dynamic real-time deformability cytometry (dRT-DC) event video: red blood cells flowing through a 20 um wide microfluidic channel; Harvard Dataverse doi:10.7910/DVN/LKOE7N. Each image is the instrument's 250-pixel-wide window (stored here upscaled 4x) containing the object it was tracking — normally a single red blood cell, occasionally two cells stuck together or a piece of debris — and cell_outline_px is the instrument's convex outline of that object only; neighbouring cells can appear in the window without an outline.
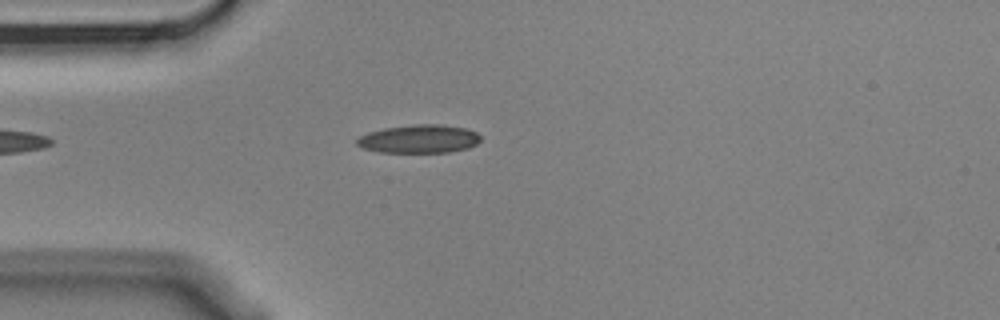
{"species": "Egyptian fruit bat (a non-hibernating species)", "species_latin": "Rousettus aegyptiacus", "temperature_condition": "cold", "stored_images_in_passage": 4, "camera_frame_rate_fps": 3000, "um_per_image_px": 0.085, "animal": {"sex": "male"}, "frame": {"image": 1, "passage_image": 4, "time_ms": 1.0, "image_size_px": [1000, 320], "cell_outline_px": [[480, 140], [476, 144], [468, 148], [448, 152], [380, 152], [360, 148], [356, 144], [356, 140], [360, 136], [368, 132], [384, 128], [416, 124], [440, 124], [464, 128], [476, 132], [480, 136]], "centroid_in_image_um": [35.59, 11.81], "position_along_channel_um": 49.4, "area_um2": 20.4}}